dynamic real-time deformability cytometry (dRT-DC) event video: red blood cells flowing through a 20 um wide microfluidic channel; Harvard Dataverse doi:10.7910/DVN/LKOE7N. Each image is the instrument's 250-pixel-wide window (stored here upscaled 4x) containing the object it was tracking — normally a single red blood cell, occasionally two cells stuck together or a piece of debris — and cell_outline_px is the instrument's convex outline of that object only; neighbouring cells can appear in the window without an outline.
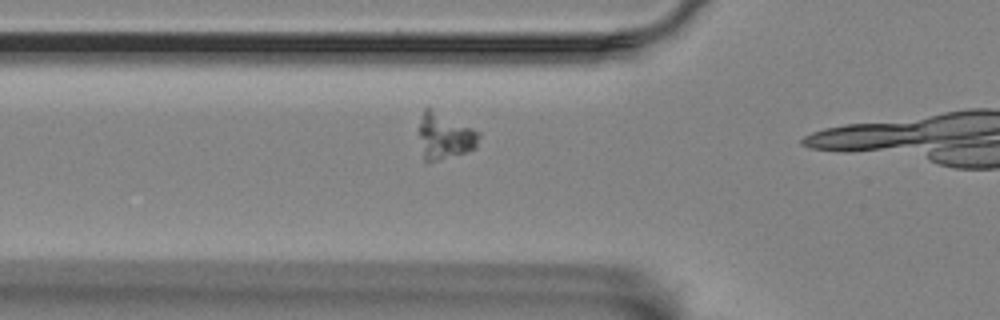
{"species": "Egyptian fruit bat (a non-hibernating species)", "species_latin": "Rousettus aegyptiacus", "temperature_condition": "room temperature", "stored_images_in_passage": 9, "camera_frame_rate_fps": 3000, "um_per_image_px": 0.085, "animal": {"sex": "female"}, "frame": {"image": 1, "passage_image": 7, "time_ms": 2.0, "image_size_px": [1000, 320], "cell_outline_px": [[480, 136], [476, 148], [428, 164], [424, 164], [420, 136], [420, 124], [424, 108], [428, 104], [480, 132]], "centroid_in_image_um": [37.79, 11.54], "position_along_channel_um": 88.0, "area_um2": 16.53}}